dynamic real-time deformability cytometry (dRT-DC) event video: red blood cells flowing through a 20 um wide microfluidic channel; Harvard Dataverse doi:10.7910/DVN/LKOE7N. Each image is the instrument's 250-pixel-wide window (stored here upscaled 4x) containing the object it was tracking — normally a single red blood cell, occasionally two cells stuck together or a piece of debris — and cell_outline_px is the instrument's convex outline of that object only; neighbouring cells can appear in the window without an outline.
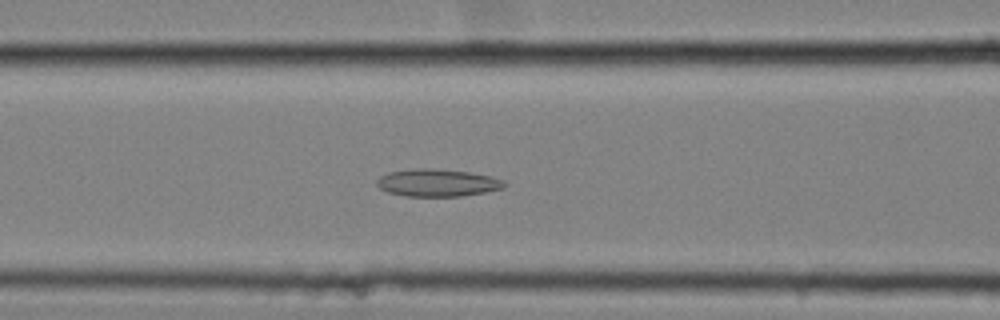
{"species": "common noctule bat (a hibernating species)", "species_latin": "Nyctalus noctula", "temperature_condition": "cold", "stored_images_in_passage": 54, "camera_frame_rate_fps": 3000, "um_per_image_px": 0.085, "animal": {"sex": "female", "body_mass_g": 25.1}, "frame": {"image": 1, "passage_image": 21, "time_ms": 6.667, "image_size_px": [1000, 320], "cell_outline_px": [[508, 184], [504, 188], [484, 192], [460, 196], [404, 196], [388, 192], [380, 188], [376, 184], [376, 180], [380, 176], [388, 172], [412, 168], [428, 168], [468, 172], [492, 176], [504, 180]], "centroid_in_image_um": [37.18, 15.53], "position_along_channel_um": 129.4, "area_um2": 20.46}}
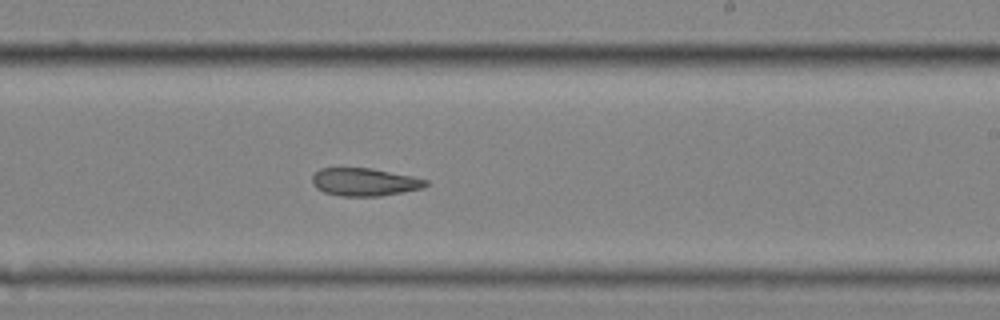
{"frame": {"image": 2, "passage_image": 32, "time_ms": 10.333, "image_size_px": [1000, 320], "cell_outline_px": [[428, 184], [424, 188], [380, 196], [340, 196], [324, 192], [316, 188], [312, 184], [312, 176], [320, 168], [372, 168], [412, 176], [428, 180]], "centroid_in_image_um": [30.98, 15.47], "position_along_channel_um": 258.0, "area_um2": 18.5}}
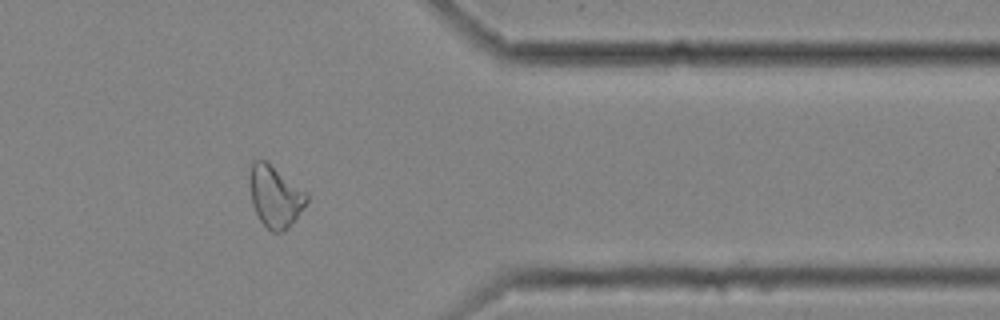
{"frame": {"image": 3, "passage_image": 44, "time_ms": 14.333, "image_size_px": [1000, 320], "cell_outline_px": [[308, 200], [288, 228], [284, 232], [272, 232], [260, 220], [252, 204], [252, 160], [264, 160], [308, 192]], "centroid_in_image_um": [23.43, 16.73], "position_along_channel_um": 388.0, "area_um2": 19.71}, "authors_computed_cell_mechanics": {"area_um2": 20.9525, "velocity_mm_per_s": 3.5172, "shape_relaxation_time_tau1_ms": null, "shape_relaxation_time_tau2_ms": 9.1165, "deformation_change_tau1": null, "deformation_change_tau2": 0.1587}}